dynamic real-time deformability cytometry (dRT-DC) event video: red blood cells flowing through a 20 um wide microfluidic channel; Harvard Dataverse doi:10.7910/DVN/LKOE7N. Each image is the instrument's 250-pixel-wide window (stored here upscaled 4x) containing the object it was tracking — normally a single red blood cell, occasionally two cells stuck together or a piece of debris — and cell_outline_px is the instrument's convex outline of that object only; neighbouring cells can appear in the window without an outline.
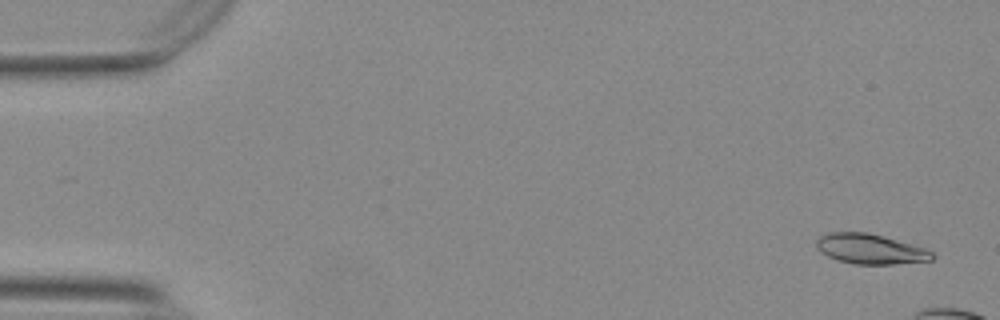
{"species": "Egyptian fruit bat (a non-hibernating species)", "species_latin": "Rousettus aegyptiacus", "temperature_condition": "warm", "stored_images_in_passage": 12, "camera_frame_rate_fps": 3000, "um_per_image_px": 0.085, "animal": {"sex": "female"}, "frame": {"image": 1, "passage_image": 3, "time_ms": 0.667, "image_size_px": [1000, 320], "cell_outline_px": [[936, 256], [932, 260], [892, 264], [852, 264], [828, 256], [820, 252], [816, 248], [816, 240], [820, 236], [832, 232], [868, 232], [884, 236], [924, 248], [932, 252]], "centroid_in_image_um": [73.96, 21.16], "position_along_channel_um": 11.0, "area_um2": 20.17}}